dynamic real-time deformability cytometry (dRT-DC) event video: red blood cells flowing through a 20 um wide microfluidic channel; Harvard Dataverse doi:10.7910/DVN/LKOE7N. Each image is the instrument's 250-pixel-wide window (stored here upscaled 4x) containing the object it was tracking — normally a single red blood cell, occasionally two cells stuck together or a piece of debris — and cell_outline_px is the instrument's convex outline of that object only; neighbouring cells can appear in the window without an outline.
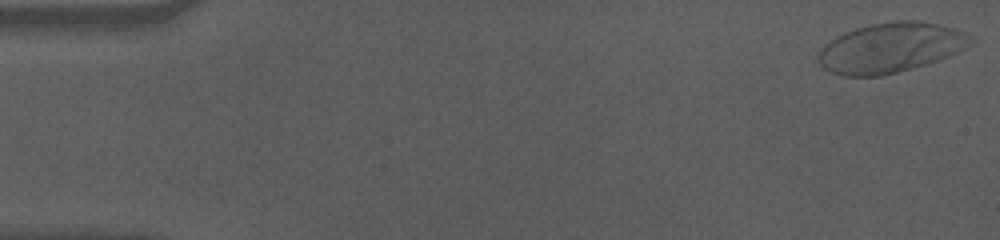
{"species": "human", "species_latin": "Homo sapiens", "temperature_condition": "cold", "stored_images_in_passage": 57, "camera_frame_rate_fps": 3000, "um_per_image_px": 0.085, "donor": {"sex": "male"}, "frame": {"image": 1, "passage_image": 1, "time_ms": 0.0, "image_size_px": [1000, 240], "cell_outline_px": [[976, 40], [972, 44], [948, 56], [912, 68], [880, 76], [844, 76], [832, 72], [824, 68], [820, 64], [816, 56], [816, 52], [824, 44], [836, 36], [856, 28], [872, 24], [896, 20], [920, 20], [952, 28], [964, 32], [972, 36]], "centroid_in_image_um": [75.67, 4.05], "position_along_channel_um": 9.3, "area_um2": 44.16}}
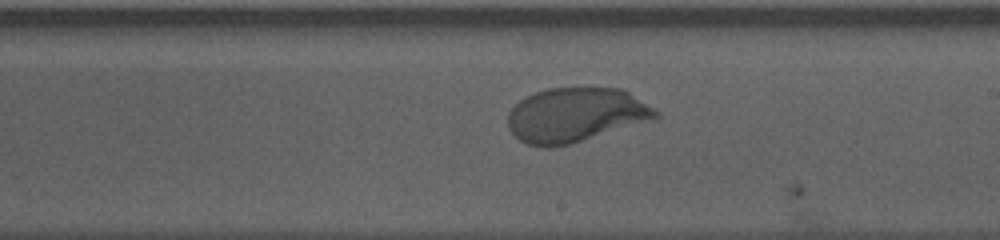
{"frame": {"image": 2, "passage_image": 33, "time_ms": 10.667, "image_size_px": [1000, 240], "cell_outline_px": [[660, 116], [568, 144], [552, 148], [544, 148], [528, 144], [520, 140], [508, 128], [508, 112], [520, 100], [536, 92], [548, 88], [624, 88], [660, 112]], "centroid_in_image_um": [48.89, 9.75], "position_along_channel_um": 240.1, "area_um2": 46.12}}
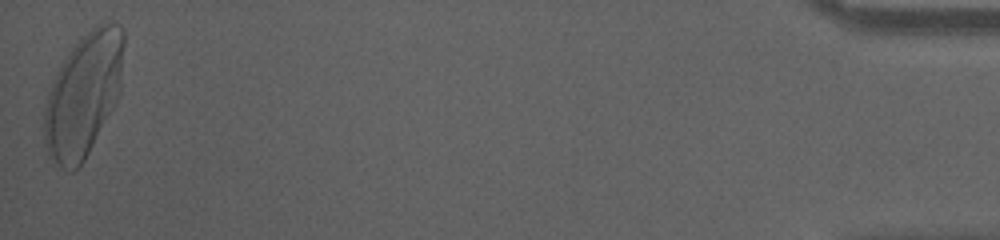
{"frame": {"image": 3, "passage_image": 57, "time_ms": 18.667, "image_size_px": [1000, 240], "cell_outline_px": [[124, 44], [120, 96], [116, 104], [84, 160], [72, 172], [60, 168], [48, 156], [44, 144], [44, 112], [48, 92], [52, 80], [60, 64], [72, 44], [96, 24], [120, 24], [124, 28]], "centroid_in_image_um": [7.1, 8.04], "position_along_channel_um": 428.1, "area_um2": 57.86}, "authors_computed_cell_mechanics": {"area_um2": 46.1822, "velocity_mm_per_s": 3.5054, "shape_relaxation_time_tau1_ms": 2.8698, "shape_relaxation_time_tau2_ms": null, "deformation_change_tau1": 0.1599, "deformation_change_tau2": null}}